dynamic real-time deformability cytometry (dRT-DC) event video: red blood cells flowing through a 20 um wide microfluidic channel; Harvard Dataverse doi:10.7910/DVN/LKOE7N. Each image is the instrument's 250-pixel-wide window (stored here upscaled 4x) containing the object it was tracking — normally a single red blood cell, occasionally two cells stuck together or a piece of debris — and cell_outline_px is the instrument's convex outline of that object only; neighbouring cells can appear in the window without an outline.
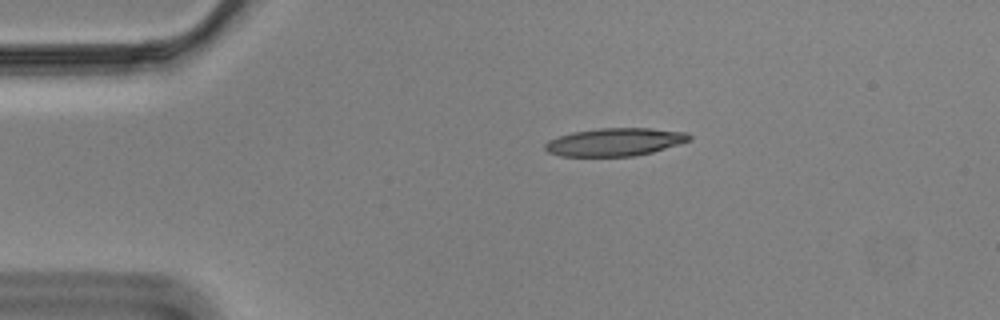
{"species": "Egyptian fruit bat (a non-hibernating species)", "species_latin": "Rousettus aegyptiacus", "temperature_condition": "cold", "stored_images_in_passage": 46, "camera_frame_rate_fps": 3000, "um_per_image_px": 0.085, "animal": {"sex": "male"}, "frame": {"image": 1, "passage_image": 1, "time_ms": 0.0, "image_size_px": [1000, 320], "cell_outline_px": [[692, 140], [652, 152], [632, 156], [560, 156], [548, 152], [544, 148], [544, 144], [548, 140], [572, 132], [600, 128], [652, 128], [688, 132], [692, 136]], "centroid_in_image_um": [52.29, 12.06], "position_along_channel_um": 32.7, "area_um2": 23.52}}
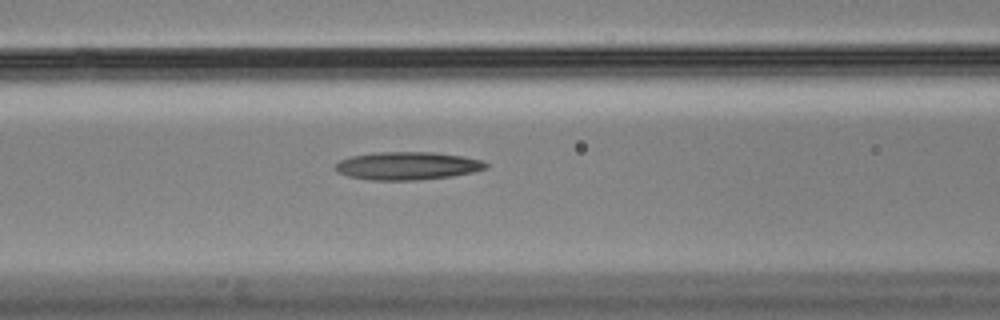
{"frame": {"image": 2, "passage_image": 13, "time_ms": 4.0, "image_size_px": [1000, 320], "cell_outline_px": [[488, 168], [472, 172], [452, 176], [416, 180], [368, 180], [348, 176], [336, 172], [336, 164], [340, 160], [352, 156], [372, 152], [432, 152], [464, 156], [484, 160], [488, 164]], "centroid_in_image_um": [34.65, 14.09], "position_along_channel_um": 132.0, "area_um2": 24.68}}
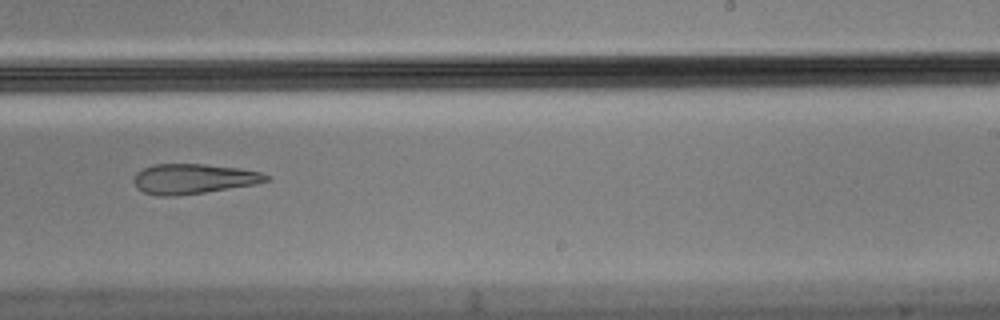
{"frame": {"image": 3, "passage_image": 25, "time_ms": 8.0, "image_size_px": [1000, 320], "cell_outline_px": [[268, 180], [256, 184], [204, 192], [176, 196], [160, 196], [144, 192], [136, 188], [132, 180], [136, 172], [152, 164], [204, 164], [240, 168], [260, 172], [268, 176]], "centroid_in_image_um": [16.39, 15.2], "position_along_channel_um": 272.6, "area_um2": 23.12}, "authors_computed_cell_mechanics": {"area_um2": 24.4205, "velocity_mm_per_s": 3.522, "shape_relaxation_time_tau1_ms": null, "shape_relaxation_time_tau2_ms": 7.6114, "deformation_change_tau1": null, "deformation_change_tau2": 0.2108}}